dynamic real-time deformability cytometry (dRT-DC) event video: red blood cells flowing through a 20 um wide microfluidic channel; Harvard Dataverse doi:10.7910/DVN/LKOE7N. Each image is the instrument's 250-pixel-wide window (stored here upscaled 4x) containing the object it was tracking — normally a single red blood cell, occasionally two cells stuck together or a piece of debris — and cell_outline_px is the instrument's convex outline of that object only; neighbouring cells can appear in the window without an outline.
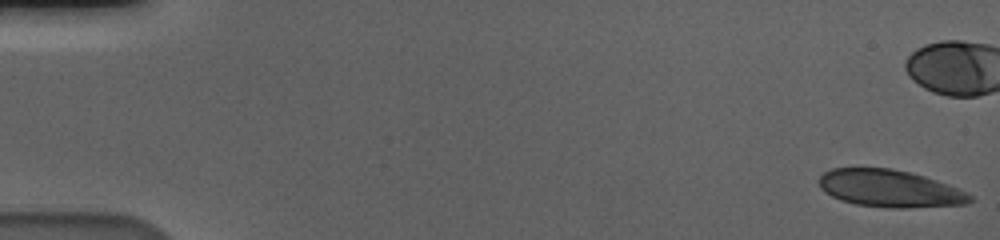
{"species": "human", "species_latin": "Homo sapiens", "temperature_condition": "cold", "stored_images_in_passage": 58, "camera_frame_rate_fps": 3000, "um_per_image_px": 0.085, "donor": {"sex": "male"}, "frame": {"image": 1, "passage_image": 1, "time_ms": 0.0, "image_size_px": [1000, 240], "cell_outline_px": [[976, 200], [968, 204], [904, 208], [892, 208], [856, 204], [840, 200], [824, 192], [820, 188], [820, 176], [824, 172], [832, 168], [892, 168], [924, 176], [948, 184], [972, 196]], "centroid_in_image_um": [75.63, 16.03], "position_along_channel_um": 9.4, "area_um2": 32.71}}
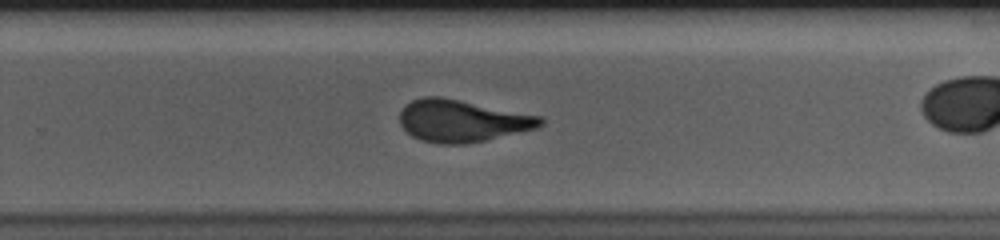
{"frame": {"image": 2, "passage_image": 38, "time_ms": 12.333, "image_size_px": [1000, 240], "cell_outline_px": [[544, 124], [536, 128], [484, 140], [464, 144], [440, 144], [420, 140], [412, 136], [400, 124], [400, 112], [404, 104], [412, 100], [424, 96], [440, 96], [540, 116], [544, 120]], "centroid_in_image_um": [39.23, 10.26], "position_along_channel_um": 290.6, "area_um2": 34.28}}
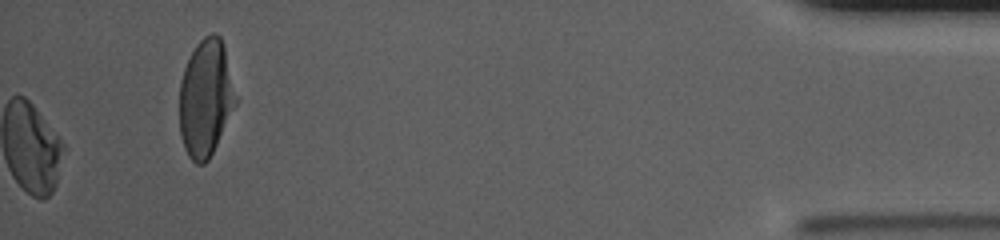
{"frame": {"image": 3, "passage_image": 58, "time_ms": 19.0, "image_size_px": [1000, 240], "cell_outline_px": [[236, 104], [208, 160], [204, 164], [196, 164], [188, 156], [184, 148], [180, 132], [180, 80], [184, 68], [196, 44], [204, 36], [212, 32], [216, 32], [220, 36], [224, 44], [236, 96]], "centroid_in_image_um": [17.47, 8.31], "position_along_channel_um": 417.7, "area_um2": 38.15}, "authors_computed_cell_mechanics": {"area_um2": 34.2754, "velocity_mm_per_s": 3.5888, "shape_relaxation_time_tau1_ms": 6.6653, "shape_relaxation_time_tau2_ms": 0.9247, "deformation_change_tau1": 0.1785, "deformation_change_tau2": 0.071}}